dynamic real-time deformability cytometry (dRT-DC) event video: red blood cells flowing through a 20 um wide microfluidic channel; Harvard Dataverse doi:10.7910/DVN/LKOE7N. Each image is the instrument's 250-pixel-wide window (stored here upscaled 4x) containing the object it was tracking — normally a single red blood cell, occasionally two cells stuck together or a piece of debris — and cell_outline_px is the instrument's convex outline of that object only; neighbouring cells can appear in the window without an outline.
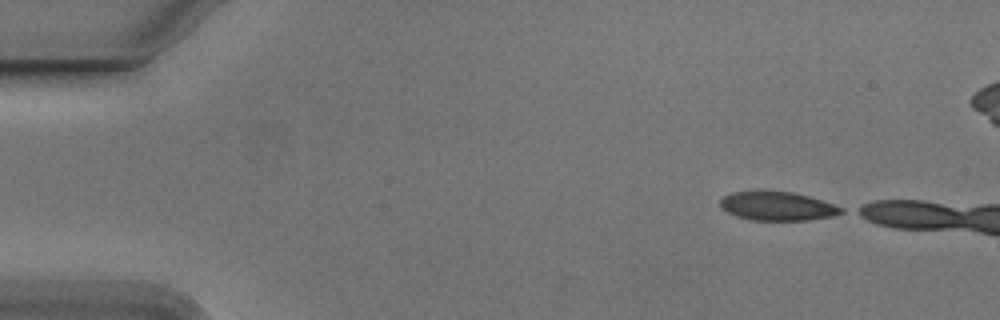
{"species": "Egyptian fruit bat (a non-hibernating species)", "species_latin": "Rousettus aegyptiacus", "temperature_condition": "cold", "stored_images_in_passage": 5, "camera_frame_rate_fps": 3000, "um_per_image_px": 0.085, "animal": {"sex": "male"}, "frame": {"image": 1, "passage_image": 1, "time_ms": 0.0, "image_size_px": [1000, 320], "cell_outline_px": [[844, 212], [832, 216], [808, 220], [752, 220], [736, 216], [720, 208], [720, 200], [724, 196], [732, 192], [792, 192], [808, 196], [844, 208]], "centroid_in_image_um": [66.06, 17.54], "position_along_channel_um": 18.9, "area_um2": 19.94}}